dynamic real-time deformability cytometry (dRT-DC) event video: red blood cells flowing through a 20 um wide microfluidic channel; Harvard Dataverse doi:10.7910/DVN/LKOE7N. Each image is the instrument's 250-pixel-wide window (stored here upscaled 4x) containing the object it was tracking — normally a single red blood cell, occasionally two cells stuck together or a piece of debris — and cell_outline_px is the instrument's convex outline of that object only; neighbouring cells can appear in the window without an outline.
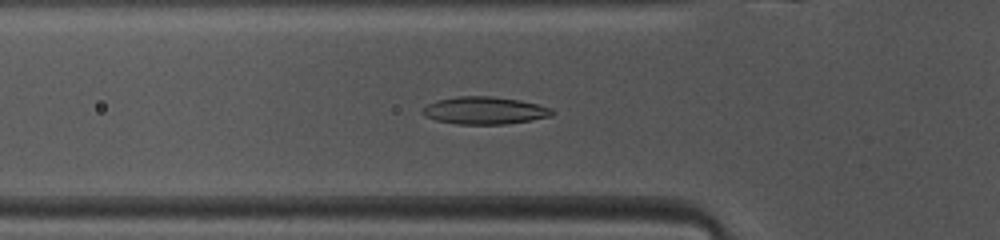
{"species": "common noctule bat (a hibernating species)", "species_latin": "Nyctalus noctula", "temperature_condition": "warm", "stored_images_in_passage": 41, "camera_frame_rate_fps": 3000, "um_per_image_px": 0.085, "animal": {"sex": "female", "body_mass_g": 10.0, "forearm_length_mm": 53.1}, "frame": {"image": 1, "passage_image": 8, "time_ms": 2.333, "image_size_px": [1000, 240], "cell_outline_px": [[556, 112], [552, 116], [532, 120], [504, 124], [456, 124], [436, 120], [424, 116], [420, 112], [428, 104], [440, 100], [456, 96], [492, 96], [520, 100], [552, 108]], "centroid_in_image_um": [41.21, 9.39], "position_along_channel_um": 84.6, "area_um2": 20.75}}
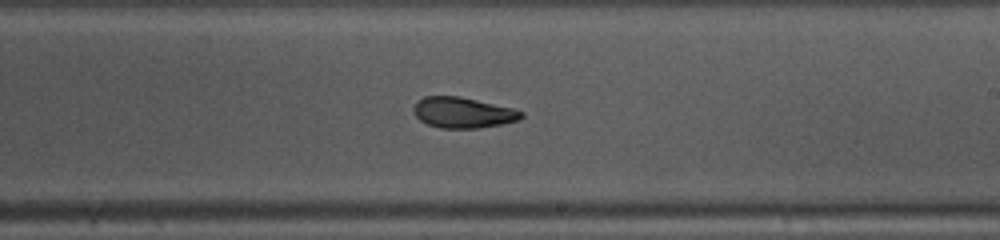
{"frame": {"image": 2, "passage_image": 20, "time_ms": 6.333, "image_size_px": [1000, 240], "cell_outline_px": [[524, 116], [520, 120], [480, 128], [440, 128], [428, 124], [420, 120], [412, 112], [412, 108], [416, 100], [424, 96], [460, 96], [512, 108], [524, 112]], "centroid_in_image_um": [39.32, 9.56], "position_along_channel_um": 249.7, "area_um2": 19.42}}
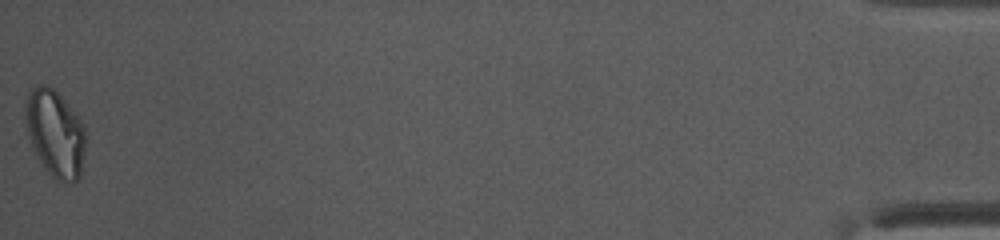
{"frame": {"image": 3, "passage_image": 41, "time_ms": 13.333, "image_size_px": [1000, 240], "cell_outline_px": [[84, 152], [80, 176], [72, 184], [64, 184], [56, 180], [48, 172], [40, 160], [32, 144], [24, 120], [24, 108], [28, 92], [32, 88], [40, 84], [44, 84], [52, 88], [60, 96], [76, 116], [84, 128]], "centroid_in_image_um": [4.66, 11.36], "position_along_channel_um": 430.5, "area_um2": 30.0}, "authors_computed_cell_mechanics": {"area_um2": 20.0566, "velocity_mm_per_s": 4.1081, "shape_relaxation_time_tau1_ms": 5.4464, "shape_relaxation_time_tau2_ms": 2.1914, "deformation_change_tau1": 0.157, "deformation_change_tau2": 0.085}}